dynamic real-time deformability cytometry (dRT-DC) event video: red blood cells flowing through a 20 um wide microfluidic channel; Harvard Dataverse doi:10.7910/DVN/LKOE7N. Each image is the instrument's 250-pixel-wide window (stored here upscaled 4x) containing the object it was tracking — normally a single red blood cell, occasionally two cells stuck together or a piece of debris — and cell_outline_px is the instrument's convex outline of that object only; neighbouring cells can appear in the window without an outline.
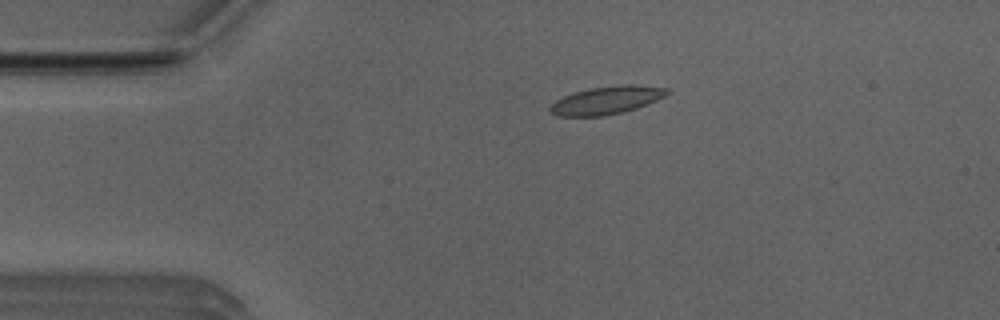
{"species": "Egyptian fruit bat (a non-hibernating species)", "species_latin": "Rousettus aegyptiacus", "temperature_condition": "room temperature", "stored_images_in_passage": 52, "camera_frame_rate_fps": 3000, "um_per_image_px": 0.085, "animal": {"sex": "male"}, "frame": {"image": 1, "passage_image": 11, "time_ms": 3.333, "image_size_px": [1000, 320], "cell_outline_px": [[672, 92], [656, 100], [636, 108], [624, 112], [604, 116], [560, 116], [552, 112], [548, 108], [556, 100], [572, 92], [588, 88], [624, 84], [636, 84], [668, 88]], "centroid_in_image_um": [51.58, 8.5], "position_along_channel_um": 33.4, "area_um2": 19.13}}
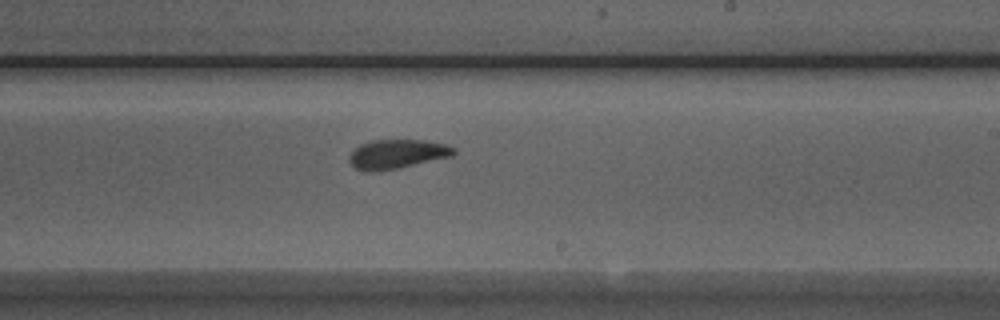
{"frame": {"image": 2, "passage_image": 31, "time_ms": 10.0, "image_size_px": [1000, 320], "cell_outline_px": [[456, 152], [452, 156], [396, 168], [372, 172], [364, 172], [356, 168], [348, 160], [352, 152], [360, 144], [372, 140], [424, 140], [444, 144], [456, 148]], "centroid_in_image_um": [33.74, 13.09], "position_along_channel_um": 255.3, "area_um2": 17.57}}
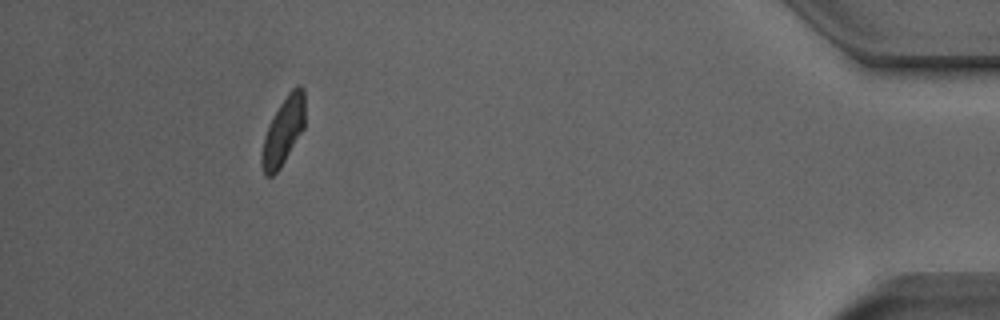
{"frame": {"image": 3, "passage_image": 48, "time_ms": 15.667, "image_size_px": [1000, 320], "cell_outline_px": [[304, 128], [280, 168], [272, 176], [264, 176], [260, 160], [260, 156], [264, 136], [280, 104], [288, 92], [296, 84], [300, 84], [304, 88]], "centroid_in_image_um": [24.08, 11.14], "position_along_channel_um": 411.1, "area_um2": 16.88}, "authors_computed_cell_mechanics": {"area_um2": 17.918, "velocity_mm_per_s": 3.9124, "shape_relaxation_time_tau1_ms": null, "shape_relaxation_time_tau2_ms": 1.7807, "deformation_change_tau1": null, "deformation_change_tau2": 0.0785}}